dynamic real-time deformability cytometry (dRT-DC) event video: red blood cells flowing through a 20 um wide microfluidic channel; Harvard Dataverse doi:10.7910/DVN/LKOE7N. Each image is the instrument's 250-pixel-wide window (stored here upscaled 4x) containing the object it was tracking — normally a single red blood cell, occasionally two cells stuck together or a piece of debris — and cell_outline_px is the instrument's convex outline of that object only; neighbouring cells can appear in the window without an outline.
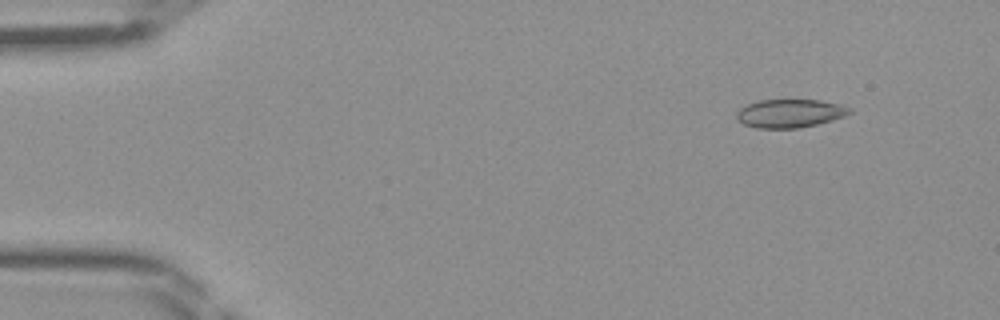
{"species": "Egyptian fruit bat (a non-hibernating species)", "species_latin": "Rousettus aegyptiacus", "temperature_condition": "room temperature", "stored_images_in_passage": 43, "camera_frame_rate_fps": 3000, "um_per_image_px": 0.085, "frame": {"image": 1, "passage_image": 2, "time_ms": 0.333, "image_size_px": [1000, 320], "cell_outline_px": [[852, 112], [844, 116], [832, 120], [816, 124], [796, 128], [756, 128], [744, 124], [736, 116], [736, 112], [740, 108], [748, 104], [760, 100], [820, 100], [840, 104], [852, 108]], "centroid_in_image_um": [67.16, 9.63], "position_along_channel_um": 17.8, "area_um2": 18.55}}
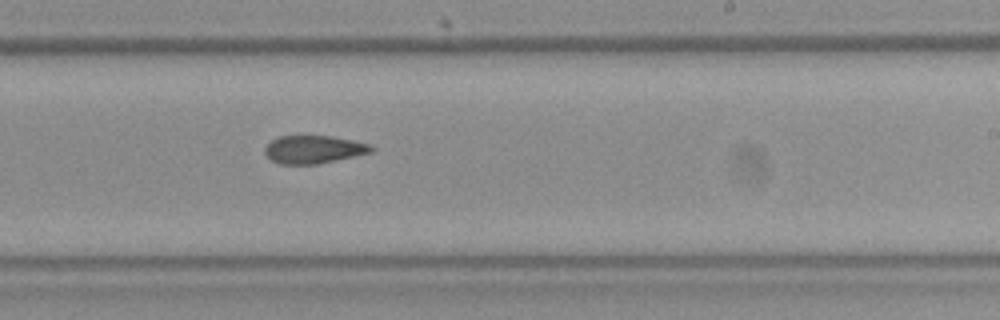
{"frame": {"image": 2, "passage_image": 25, "time_ms": 8.0, "image_size_px": [1000, 320], "cell_outline_px": [[376, 148], [372, 152], [320, 164], [280, 164], [272, 160], [264, 152], [264, 148], [272, 140], [280, 136], [332, 136], [372, 144]], "centroid_in_image_um": [26.71, 12.7], "position_along_channel_um": 262.3, "area_um2": 17.4}}
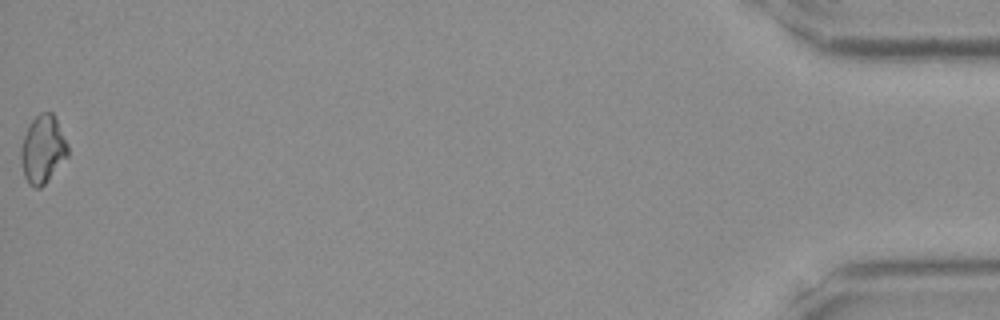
{"frame": {"image": 3, "passage_image": 43, "time_ms": 14.0, "image_size_px": [1000, 320], "cell_outline_px": [[68, 156], [48, 180], [40, 188], [36, 188], [28, 184], [24, 176], [20, 160], [20, 148], [24, 136], [32, 120], [40, 112], [52, 112], [56, 116], [68, 144]], "centroid_in_image_um": [3.64, 12.69], "position_along_channel_um": 431.6, "area_um2": 18.67}}